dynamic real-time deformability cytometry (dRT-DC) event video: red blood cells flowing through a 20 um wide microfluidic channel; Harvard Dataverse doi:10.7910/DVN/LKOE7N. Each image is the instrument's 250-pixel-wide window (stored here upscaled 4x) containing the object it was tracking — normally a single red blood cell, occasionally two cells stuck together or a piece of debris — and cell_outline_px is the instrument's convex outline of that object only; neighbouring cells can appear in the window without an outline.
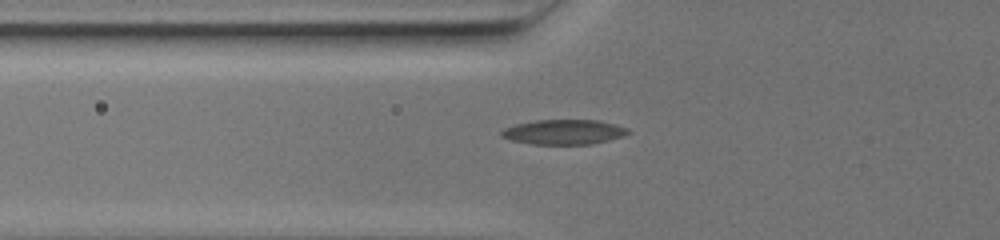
{"species": "common noctule bat (a hibernating species)", "species_latin": "Nyctalus noctula", "temperature_condition": "warm", "stored_images_in_passage": 47, "camera_frame_rate_fps": 3000, "um_per_image_px": 0.085, "animal": {"sex": "female", "body_mass_g": 19.5, "forearm_length_mm": 54.1}, "frame": {"image": 1, "passage_image": 2, "time_ms": 0.333, "image_size_px": [1000, 240], "cell_outline_px": [[632, 132], [624, 136], [592, 144], [532, 144], [512, 140], [500, 136], [500, 132], [504, 128], [516, 124], [536, 120], [596, 120], [616, 124], [628, 128]], "centroid_in_image_um": [47.95, 11.22], "position_along_channel_um": 77.8, "area_um2": 18.38}}
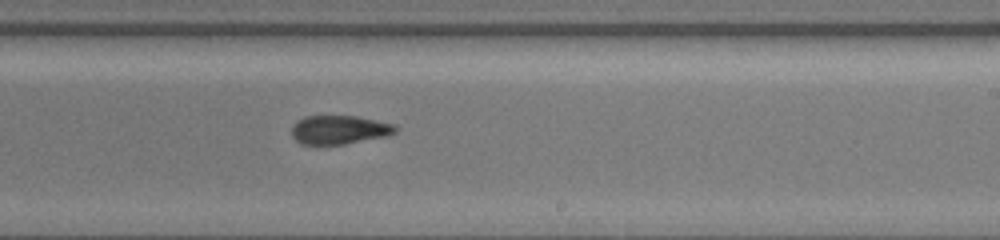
{"frame": {"image": 2, "passage_image": 21, "time_ms": 6.667, "image_size_px": [1000, 240], "cell_outline_px": [[400, 128], [396, 132], [388, 136], [344, 144], [316, 148], [300, 144], [292, 136], [292, 128], [304, 116], [356, 116], [396, 124]], "centroid_in_image_um": [28.85, 11.08], "position_along_channel_um": 260.1, "area_um2": 18.03}}
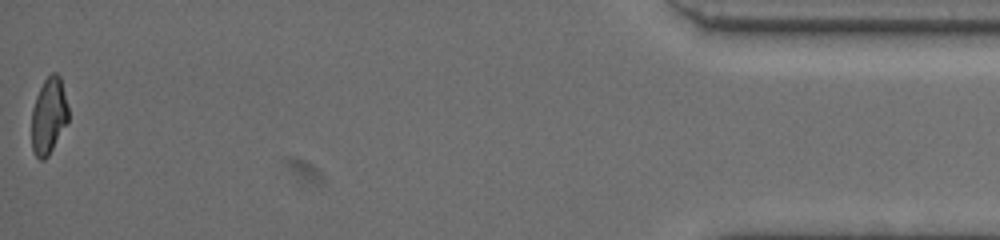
{"frame": {"image": 3, "passage_image": 47, "time_ms": 15.333, "image_size_px": [1000, 240], "cell_outline_px": [[68, 120], [48, 156], [44, 160], [40, 160], [36, 156], [32, 148], [32, 108], [36, 96], [44, 80], [52, 72], [56, 72], [60, 76], [68, 108]], "centroid_in_image_um": [4.13, 9.84], "position_along_channel_um": 431.1, "area_um2": 16.13}}